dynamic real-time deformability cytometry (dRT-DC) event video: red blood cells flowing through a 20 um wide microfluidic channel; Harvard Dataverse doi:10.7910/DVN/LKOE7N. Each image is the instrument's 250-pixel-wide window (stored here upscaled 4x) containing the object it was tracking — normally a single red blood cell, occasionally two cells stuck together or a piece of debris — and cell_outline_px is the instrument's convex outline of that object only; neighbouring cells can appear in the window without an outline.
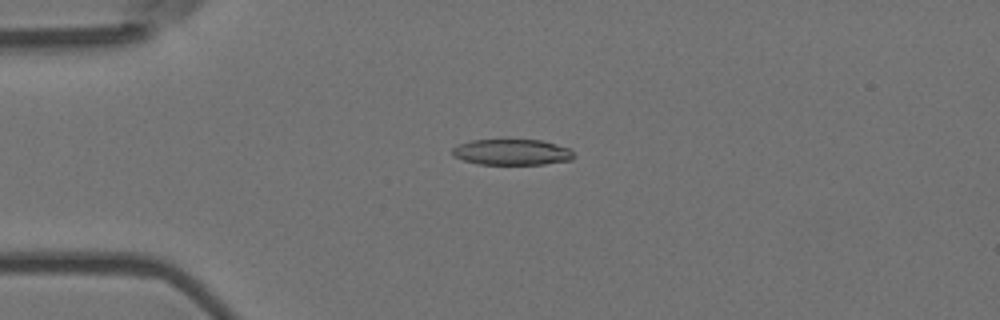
{"species": "Egyptian fruit bat (a non-hibernating species)", "species_latin": "Rousettus aegyptiacus", "temperature_condition": "room temperature", "stored_images_in_passage": 4, "camera_frame_rate_fps": 3000, "um_per_image_px": 0.085, "animal": {"sex": "female"}, "frame": {"image": 1, "passage_image": 4, "time_ms": 1.0, "image_size_px": [1000, 320], "cell_outline_px": [[576, 156], [572, 160], [544, 164], [480, 164], [464, 160], [452, 156], [452, 148], [460, 144], [472, 140], [508, 136], [540, 140], [556, 144], [568, 148]], "centroid_in_image_um": [43.5, 12.88], "position_along_channel_um": 41.5, "area_um2": 19.19}}